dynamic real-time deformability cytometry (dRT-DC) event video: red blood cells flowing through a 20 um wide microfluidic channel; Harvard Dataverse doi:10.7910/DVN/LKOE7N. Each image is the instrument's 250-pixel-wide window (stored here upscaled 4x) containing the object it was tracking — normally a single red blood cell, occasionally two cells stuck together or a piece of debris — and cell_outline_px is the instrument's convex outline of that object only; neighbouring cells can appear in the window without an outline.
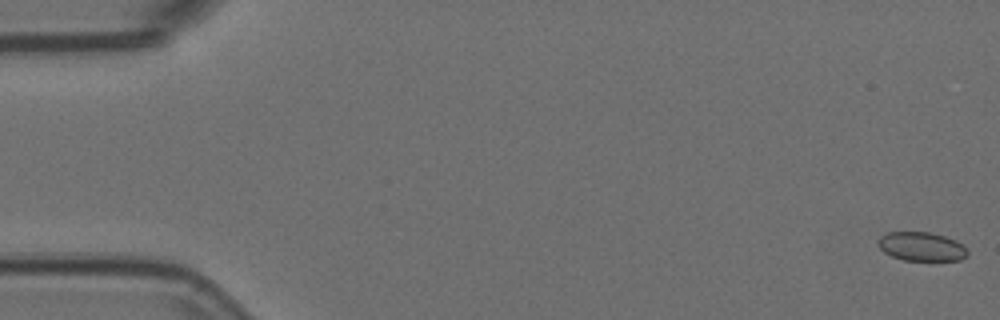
{"species": "Egyptian fruit bat (a non-hibernating species)", "species_latin": "Rousettus aegyptiacus", "temperature_condition": "room temperature", "stored_images_in_passage": 56, "camera_frame_rate_fps": 3000, "um_per_image_px": 0.085, "animal": {"sex": "female"}, "frame": {"image": 1, "passage_image": 1, "time_ms": 0.0, "image_size_px": [1000, 320], "cell_outline_px": [[968, 256], [960, 260], [904, 260], [892, 256], [884, 252], [876, 244], [876, 240], [880, 236], [888, 232], [928, 232], [944, 236], [956, 240], [964, 244], [968, 248]], "centroid_in_image_um": [78.34, 20.95], "position_along_channel_um": 6.7, "area_um2": 15.26}}
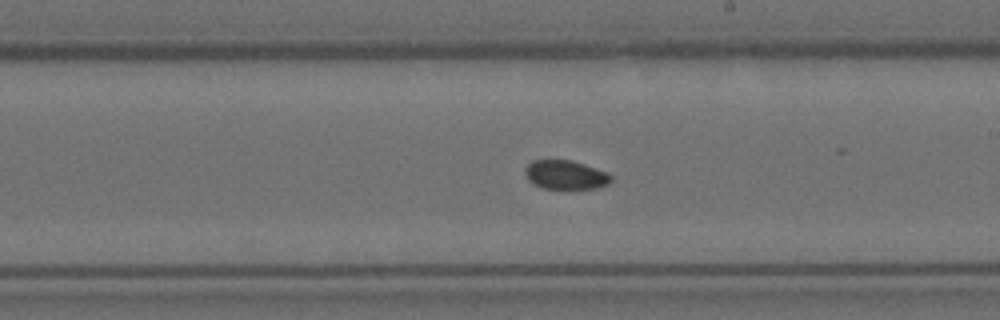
{"frame": {"image": 2, "passage_image": 32, "time_ms": 10.333, "image_size_px": [1000, 320], "cell_outline_px": [[612, 180], [608, 184], [600, 188], [564, 192], [544, 188], [532, 184], [528, 180], [524, 172], [524, 168], [532, 160], [572, 160], [608, 172], [612, 176]], "centroid_in_image_um": [48.09, 14.92], "position_along_channel_um": 240.9, "area_um2": 15.43}}
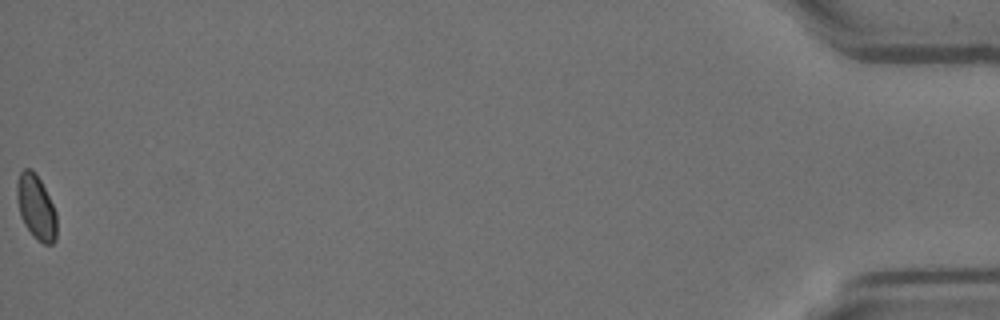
{"frame": {"image": 3, "passage_image": 56, "time_ms": 18.333, "image_size_px": [1000, 320], "cell_outline_px": [[56, 240], [52, 244], [44, 244], [32, 236], [24, 224], [20, 216], [16, 196], [16, 184], [20, 172], [24, 168], [32, 168], [36, 172], [56, 212]], "centroid_in_image_um": [3.05, 17.6], "position_along_channel_um": 432.2, "area_um2": 15.09}}